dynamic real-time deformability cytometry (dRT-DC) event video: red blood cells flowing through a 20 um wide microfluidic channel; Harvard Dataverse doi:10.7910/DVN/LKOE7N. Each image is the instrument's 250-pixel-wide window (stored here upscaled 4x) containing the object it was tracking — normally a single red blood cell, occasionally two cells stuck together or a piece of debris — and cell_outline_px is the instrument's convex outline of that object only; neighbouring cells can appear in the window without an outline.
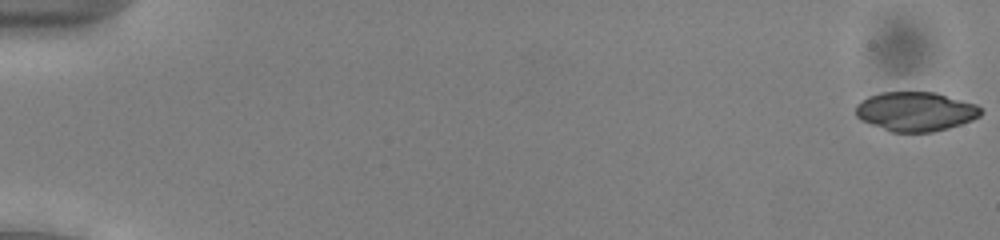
{"species": "common noctule bat (a hibernating species)", "species_latin": "Nyctalus noctula", "temperature_condition": "cold", "stored_images_in_passage": 53, "camera_frame_rate_fps": 3000, "um_per_image_px": 0.085, "animal": {"sex": "male", "body_mass_g": 13.0, "forearm_length_mm": 53.1}, "frame": {"image": 1, "passage_image": 1, "time_ms": 0.0, "image_size_px": [1000, 240], "cell_outline_px": [[984, 112], [980, 116], [972, 120], [948, 128], [932, 132], [892, 132], [860, 120], [856, 116], [856, 104], [860, 100], [868, 96], [880, 92], [936, 92], [976, 104]], "centroid_in_image_um": [77.81, 9.47], "position_along_channel_um": 7.2, "area_um2": 28.78}}
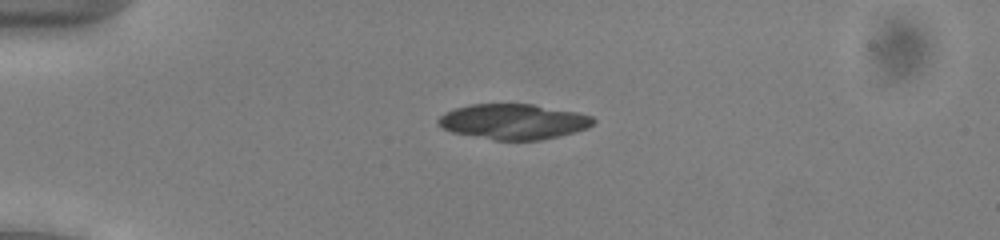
{"frame": {"image": 2, "passage_image": 14, "time_ms": 4.333, "image_size_px": [1000, 240], "cell_outline_px": [[596, 120], [588, 128], [560, 136], [540, 140], [492, 140], [452, 132], [444, 128], [436, 120], [444, 112], [456, 108], [472, 104], [532, 104], [576, 112], [592, 116]], "centroid_in_image_um": [43.65, 10.34], "position_along_channel_um": 41.3, "area_um2": 31.85}}